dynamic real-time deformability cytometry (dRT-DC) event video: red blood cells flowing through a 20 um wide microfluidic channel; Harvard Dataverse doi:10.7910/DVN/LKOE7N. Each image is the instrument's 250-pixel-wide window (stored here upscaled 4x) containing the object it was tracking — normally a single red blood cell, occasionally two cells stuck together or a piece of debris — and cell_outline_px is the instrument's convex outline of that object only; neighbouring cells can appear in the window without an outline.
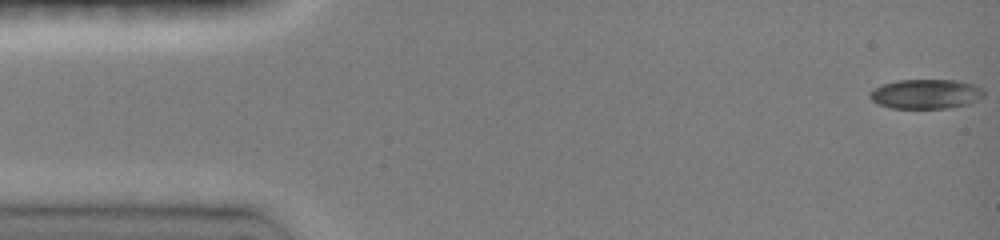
{"species": "common noctule bat (a hibernating species)", "species_latin": "Nyctalus noctula", "temperature_condition": "room temperature", "stored_images_in_passage": 36, "camera_frame_rate_fps": 3000, "um_per_image_px": 0.085, "animal": {"sex": "female", "body_mass_g": 19.0, "forearm_length_mm": 51.5}, "frame": {"image": 1, "passage_image": 1, "time_ms": 0.0, "image_size_px": [1000, 240], "cell_outline_px": [[984, 96], [968, 104], [948, 108], [892, 108], [880, 104], [872, 100], [868, 96], [868, 92], [872, 88], [896, 80], [960, 80], [984, 88]], "centroid_in_image_um": [78.7, 7.98], "position_along_channel_um": 6.3, "area_um2": 19.77}}
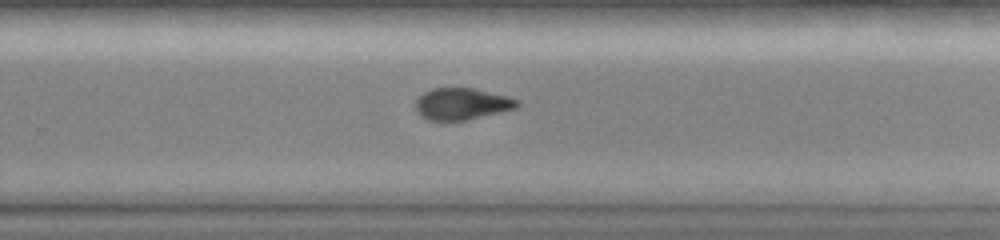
{"frame": {"image": 2, "passage_image": 20, "time_ms": 10.0, "image_size_px": [1000, 240], "cell_outline_px": [[520, 104], [516, 108], [500, 112], [464, 120], [428, 120], [420, 116], [416, 108], [416, 100], [424, 92], [432, 88], [472, 88], [508, 96], [520, 100]], "centroid_in_image_um": [39.26, 8.82], "position_along_channel_um": 290.5, "area_um2": 18.61}}
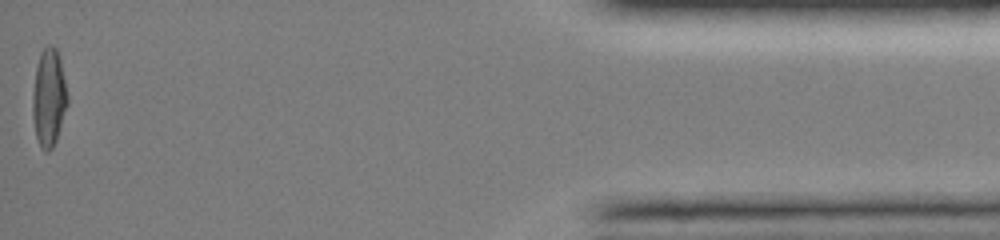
{"frame": {"image": 3, "passage_image": 36, "time_ms": 15.333, "image_size_px": [1000, 240], "cell_outline_px": [[68, 104], [56, 140], [52, 148], [48, 152], [44, 152], [40, 148], [36, 136], [32, 116], [32, 92], [36, 68], [40, 52], [48, 44], [52, 44], [56, 48], [60, 56], [68, 96]], "centroid_in_image_um": [4.15, 8.3], "position_along_channel_um": 431.1, "area_um2": 20.23}, "authors_computed_cell_mechanics": {"area_um2": 19.4786, "velocity_mm_per_s": 4.0969, "shape_relaxation_time_tau1_ms": 6.5674, "shape_relaxation_time_tau2_ms": 2.3992, "deformation_change_tau1": 0.1835, "deformation_change_tau2": 0.0683}}